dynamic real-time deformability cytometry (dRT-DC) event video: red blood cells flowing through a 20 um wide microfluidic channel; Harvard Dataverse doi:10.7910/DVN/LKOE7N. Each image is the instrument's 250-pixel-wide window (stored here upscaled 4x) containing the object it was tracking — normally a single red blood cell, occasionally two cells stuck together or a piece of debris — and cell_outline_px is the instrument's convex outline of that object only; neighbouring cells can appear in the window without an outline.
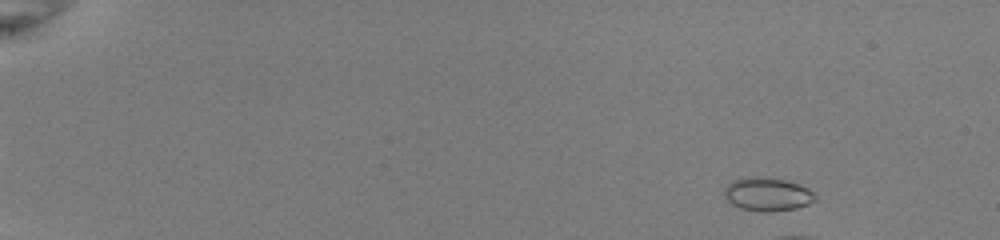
{"species": "common noctule bat (a hibernating species)", "species_latin": "Nyctalus noctula", "temperature_condition": "room temperature", "stored_images_in_passage": 28, "camera_frame_rate_fps": 3000, "um_per_image_px": 0.085, "animal": {"sex": "female", "body_mass_g": 22.0, "forearm_length_mm": 56.7}, "frame": {"image": 1, "passage_image": 8, "time_ms": 2.333, "image_size_px": [1000, 240], "cell_outline_px": [[816, 200], [808, 204], [796, 208], [768, 212], [764, 212], [740, 208], [732, 204], [724, 196], [724, 188], [732, 180], [748, 176], [760, 176], [788, 180], [800, 184], [808, 188], [816, 196]], "centroid_in_image_um": [65.23, 16.49], "position_along_channel_um": 19.8, "area_um2": 17.92}}
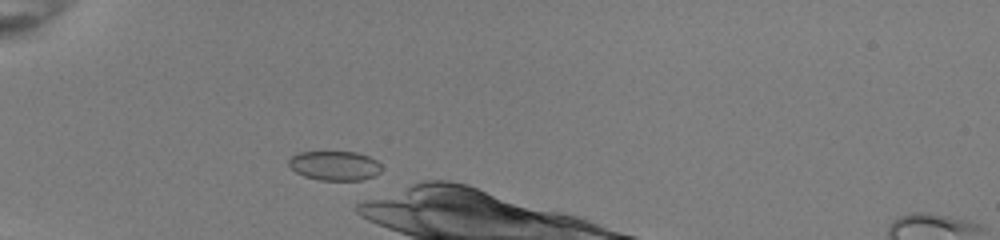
{"frame": {"image": 2, "passage_image": 20, "time_ms": 6.333, "image_size_px": [1000, 240], "cell_outline_px": [[384, 168], [380, 172], [372, 176], [360, 180], [320, 180], [304, 176], [296, 172], [288, 164], [288, 160], [296, 152], [356, 152], [368, 156], [376, 160]], "centroid_in_image_um": [28.45, 14.07], "position_along_channel_um": 56.6, "area_um2": 15.9}}
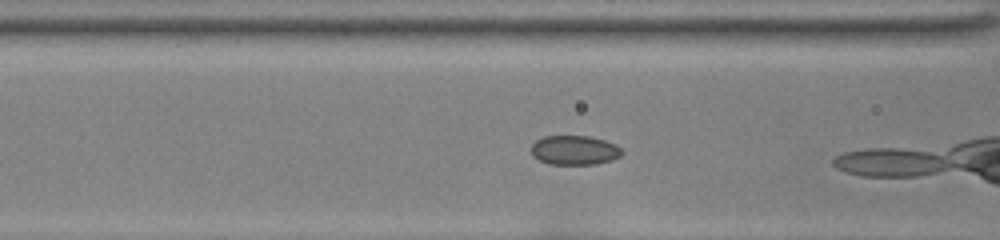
{"frame": {"image": 3, "passage_image": 26, "time_ms": 8.333, "image_size_px": [1000, 240], "cell_outline_px": [[624, 152], [620, 156], [612, 160], [596, 164], [548, 164], [532, 156], [532, 144], [536, 140], [544, 136], [588, 136], [604, 140], [616, 144]], "centroid_in_image_um": [48.84, 12.77], "position_along_channel_um": 117.8, "area_um2": 15.55}}